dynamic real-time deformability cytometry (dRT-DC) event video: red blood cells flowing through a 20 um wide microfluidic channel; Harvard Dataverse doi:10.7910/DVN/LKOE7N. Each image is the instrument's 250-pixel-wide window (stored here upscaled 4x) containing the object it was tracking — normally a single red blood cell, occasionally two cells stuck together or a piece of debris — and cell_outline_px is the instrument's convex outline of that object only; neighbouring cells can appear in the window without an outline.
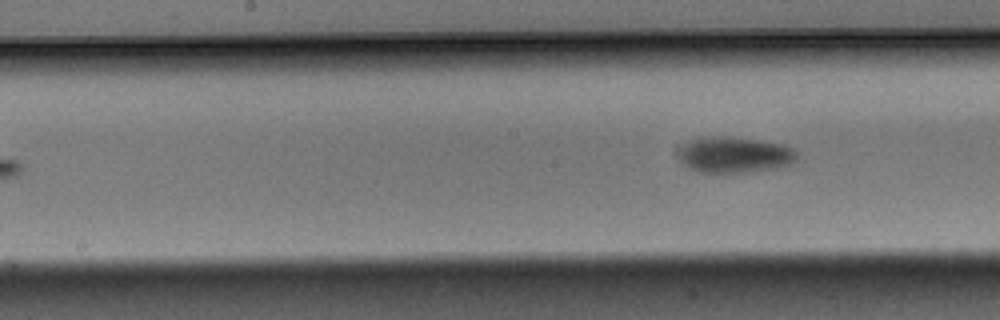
{"species": "Egyptian fruit bat (a non-hibernating species)", "species_latin": "Rousettus aegyptiacus", "temperature_condition": "warm", "stored_images_in_passage": 9, "camera_frame_rate_fps": 3000, "um_per_image_px": 0.085, "animal": {"sex": "male"}, "frame": {"image": 1, "passage_image": 9, "time_ms": 2.667, "image_size_px": [1000, 320], "cell_outline_px": [[796, 160], [788, 164], [776, 168], [744, 172], [696, 172], [688, 168], [676, 160], [684, 144], [688, 140], [700, 136], [732, 136], [780, 144], [792, 148], [796, 152]], "centroid_in_image_um": [62.34, 13.15], "position_along_channel_um": 185.9, "area_um2": 24.91}}